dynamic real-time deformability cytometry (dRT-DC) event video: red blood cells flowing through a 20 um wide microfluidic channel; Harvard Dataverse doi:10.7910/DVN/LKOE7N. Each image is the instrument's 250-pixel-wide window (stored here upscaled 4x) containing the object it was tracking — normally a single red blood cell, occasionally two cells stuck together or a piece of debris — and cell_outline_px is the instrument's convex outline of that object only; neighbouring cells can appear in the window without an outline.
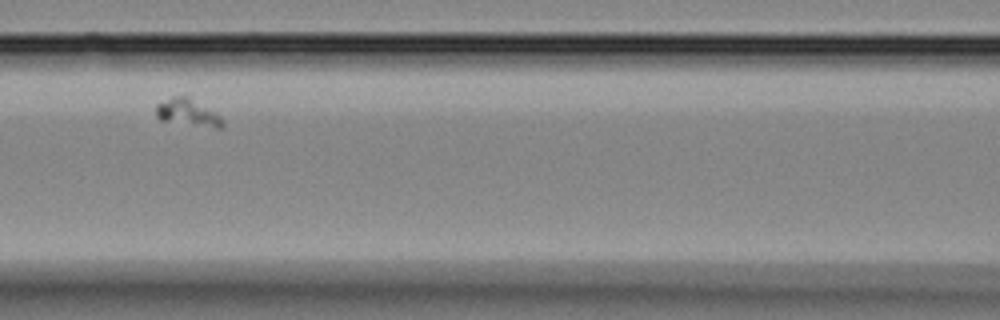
{"species": "Egyptian fruit bat (a non-hibernating species)", "species_latin": "Rousettus aegyptiacus", "temperature_condition": "room temperature", "stored_images_in_passage": 33, "segment_of_instrument_passage": [1, 2], "camera_frame_rate_fps": 3000, "um_per_image_px": 0.085, "animal": {"sex": "female"}, "frame": {"image": 1, "passage_image": 10, "time_ms": 3.0, "image_size_px": [1000, 320], "cell_outline_px": [[224, 124], [220, 128], [216, 128], [160, 120], [156, 116], [156, 104], [172, 96], [188, 96], [220, 116]], "centroid_in_image_um": [15.92, 9.56], "position_along_channel_um": 150.7, "area_um2": 10.29}}
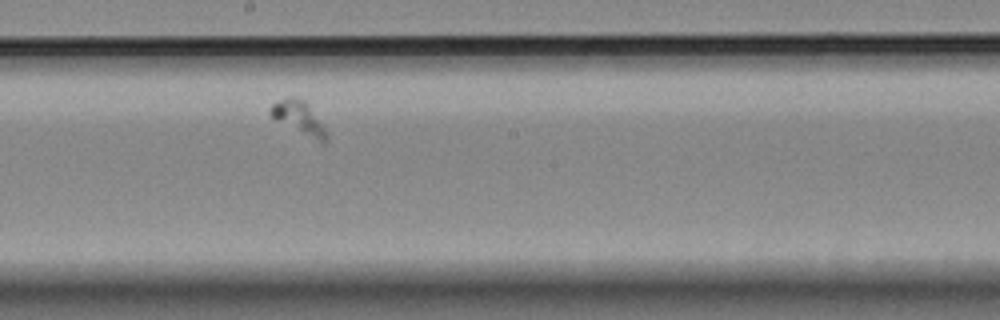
{"frame": {"image": 2, "passage_image": 15, "time_ms": 4.667, "image_size_px": [1000, 320], "cell_outline_px": [[328, 140], [324, 144], [276, 120], [268, 112], [272, 104], [288, 96], [292, 96], [304, 100], [308, 104], [328, 132]], "centroid_in_image_um": [25.43, 10.01], "position_along_channel_um": 222.8, "area_um2": 10.64}}